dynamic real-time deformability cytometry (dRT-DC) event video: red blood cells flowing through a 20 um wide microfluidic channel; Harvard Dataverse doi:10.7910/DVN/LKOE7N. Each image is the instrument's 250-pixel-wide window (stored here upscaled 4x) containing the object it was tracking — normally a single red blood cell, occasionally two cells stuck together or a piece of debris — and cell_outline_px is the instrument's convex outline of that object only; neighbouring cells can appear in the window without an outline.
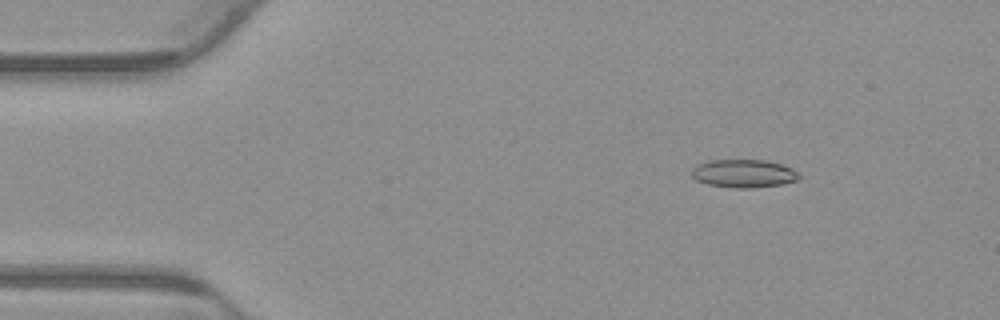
{"species": "common noctule bat (a hibernating species)", "species_latin": "Nyctalus noctula", "temperature_condition": "warm", "stored_images_in_passage": 53, "camera_frame_rate_fps": 3000, "um_per_image_px": 0.085, "animal": {"sex": "male", "body_mass_g": 23.1, "forearm_length_mm": 52.7}, "frame": {"image": 1, "passage_image": 7, "time_ms": 2.0, "image_size_px": [1000, 320], "cell_outline_px": [[800, 176], [796, 180], [784, 184], [752, 188], [736, 188], [708, 184], [696, 180], [692, 176], [692, 168], [696, 164], [708, 160], [764, 160], [780, 164], [792, 168], [800, 172]], "centroid_in_image_um": [63.21, 14.74], "position_along_channel_um": 21.8, "area_um2": 17.69}}
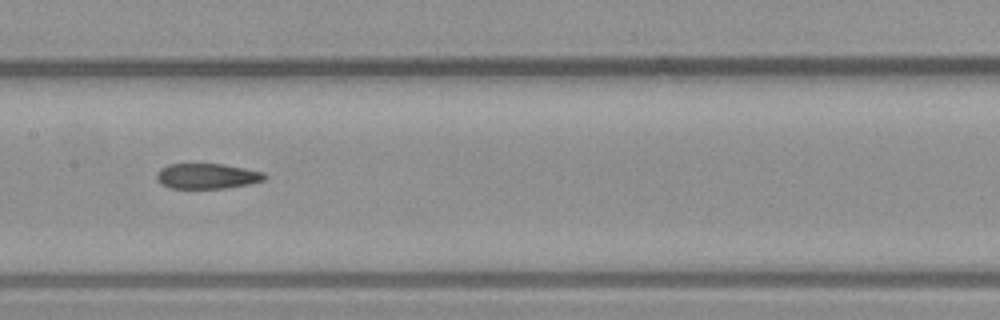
{"frame": {"image": 2, "passage_image": 26, "time_ms": 8.333, "image_size_px": [1000, 320], "cell_outline_px": [[268, 176], [264, 180], [248, 184], [224, 188], [168, 188], [160, 184], [156, 180], [156, 172], [160, 168], [168, 164], [224, 164], [264, 172]], "centroid_in_image_um": [17.56, 14.96], "position_along_channel_um": 189.8, "area_um2": 16.07}}
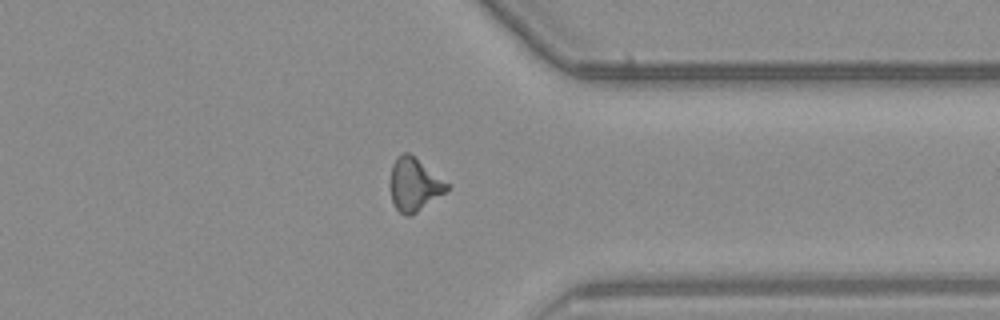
{"frame": {"image": 3, "passage_image": 41, "time_ms": 13.333, "image_size_px": [1000, 320], "cell_outline_px": [[448, 188], [444, 192], [416, 212], [408, 216], [404, 216], [396, 208], [392, 200], [388, 184], [392, 164], [404, 152], [408, 152], [448, 184]], "centroid_in_image_um": [35.13, 15.7], "position_along_channel_um": 376.3, "area_um2": 16.99}, "authors_computed_cell_mechanics": {"area_um2": 17.051, "velocity_mm_per_s": 3.8591, "shape_relaxation_time_tau1_ms": null, "shape_relaxation_time_tau2_ms": 4.4967, "deformation_change_tau1": null, "deformation_change_tau2": 0.1341}}